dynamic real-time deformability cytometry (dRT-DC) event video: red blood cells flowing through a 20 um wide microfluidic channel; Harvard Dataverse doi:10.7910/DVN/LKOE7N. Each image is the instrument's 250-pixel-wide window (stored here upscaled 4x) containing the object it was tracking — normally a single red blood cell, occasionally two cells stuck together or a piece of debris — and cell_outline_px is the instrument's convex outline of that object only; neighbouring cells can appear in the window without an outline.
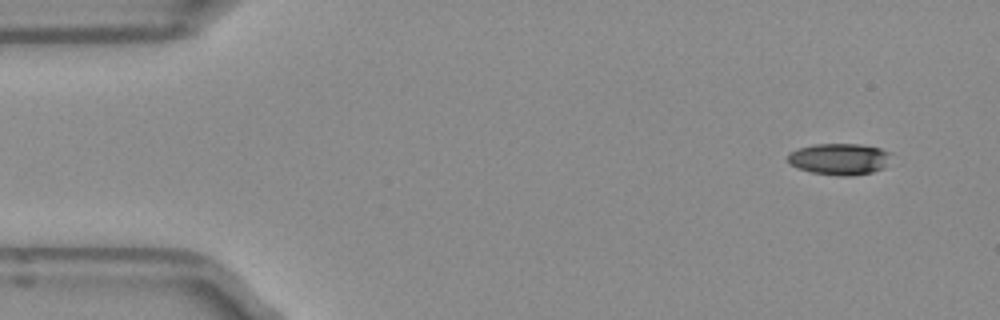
{"species": "Egyptian fruit bat (a non-hibernating species)", "species_latin": "Rousettus aegyptiacus", "temperature_condition": "room temperature", "stored_images_in_passage": 48, "camera_frame_rate_fps": 3000, "um_per_image_px": 0.085, "frame": {"image": 1, "passage_image": 1, "time_ms": 0.0, "image_size_px": [1000, 320], "cell_outline_px": [[888, 152], [884, 164], [880, 168], [872, 172], [848, 176], [840, 176], [812, 172], [800, 168], [792, 164], [788, 160], [788, 152], [800, 148], [816, 144], [860, 144], [880, 148]], "centroid_in_image_um": [71.29, 13.51], "position_along_channel_um": 13.7, "area_um2": 18.32}}
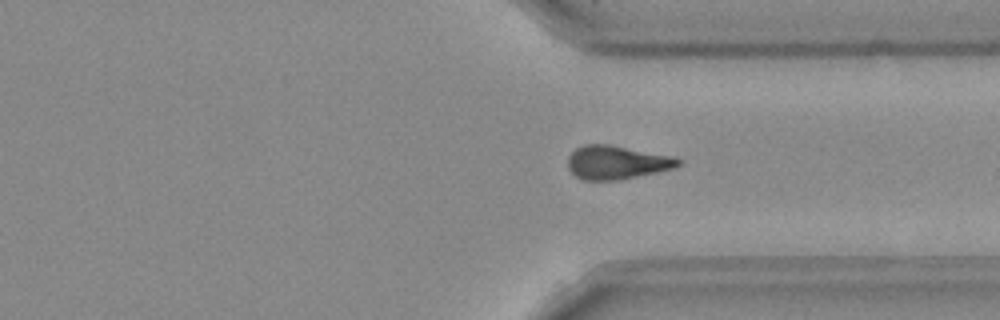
{"frame": {"image": 2, "passage_image": 35, "time_ms": 11.333, "image_size_px": [1000, 320], "cell_outline_px": [[680, 164], [672, 168], [656, 172], [616, 180], [584, 180], [576, 176], [568, 168], [568, 156], [576, 148], [584, 144], [608, 144], [672, 156], [680, 160]], "centroid_in_image_um": [52.37, 13.79], "position_along_channel_um": 359.0, "area_um2": 21.27}}
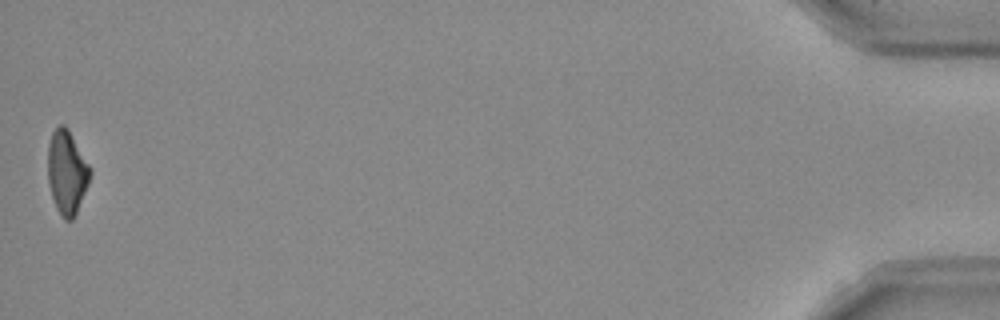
{"frame": {"image": 3, "passage_image": 48, "time_ms": 15.667, "image_size_px": [1000, 320], "cell_outline_px": [[92, 172], [88, 184], [76, 212], [72, 220], [64, 220], [56, 208], [52, 196], [48, 180], [48, 144], [52, 132], [60, 124], [64, 124], [68, 128], [92, 168]], "centroid_in_image_um": [5.69, 14.61], "position_along_channel_um": 429.5, "area_um2": 20.63}}